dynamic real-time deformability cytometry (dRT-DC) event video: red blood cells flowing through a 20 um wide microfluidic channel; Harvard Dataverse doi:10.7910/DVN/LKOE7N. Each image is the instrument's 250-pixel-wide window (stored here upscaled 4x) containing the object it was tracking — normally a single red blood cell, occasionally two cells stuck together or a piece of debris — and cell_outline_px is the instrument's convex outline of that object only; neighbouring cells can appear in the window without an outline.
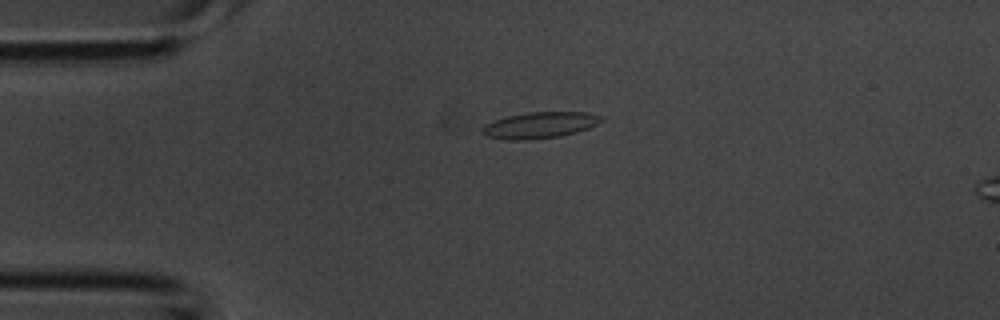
{"species": "common noctule bat (a hibernating species)", "species_latin": "Nyctalus noctula", "temperature_condition": "room temperature", "stored_images_in_passage": 2, "camera_frame_rate_fps": 3000, "um_per_image_px": 0.085, "animal": {"sex": "male", "body_mass_g": 20.1, "forearm_length_mm": 53.5}, "frame": {"image": 1, "passage_image": 1, "time_ms": 0.0, "image_size_px": [1000, 320], "cell_outline_px": [[604, 120], [588, 128], [576, 132], [560, 136], [528, 140], [508, 140], [484, 136], [480, 132], [480, 128], [496, 120], [508, 116], [528, 112], [588, 112], [604, 116]], "centroid_in_image_um": [45.89, 10.64], "position_along_channel_um": 39.1, "area_um2": 18.26}}